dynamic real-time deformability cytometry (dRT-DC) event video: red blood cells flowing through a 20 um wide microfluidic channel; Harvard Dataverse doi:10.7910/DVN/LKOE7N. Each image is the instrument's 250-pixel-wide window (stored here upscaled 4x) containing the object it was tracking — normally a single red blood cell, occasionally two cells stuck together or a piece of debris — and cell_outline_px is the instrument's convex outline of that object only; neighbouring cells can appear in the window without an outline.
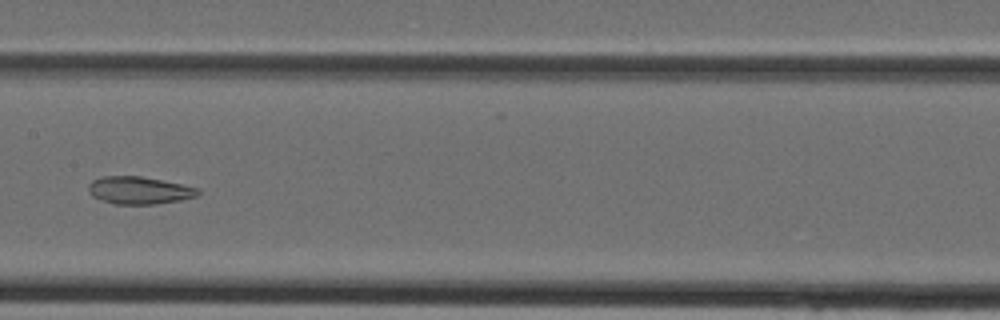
{"species": "Egyptian fruit bat (a non-hibernating species)", "species_latin": "Rousettus aegyptiacus", "temperature_condition": "cold", "stored_images_in_passage": 39, "camera_frame_rate_fps": 3000, "um_per_image_px": 0.085, "animal": {"sex": "female"}, "frame": {"image": 1, "passage_image": 20, "time_ms": 6.333, "image_size_px": [1000, 320], "cell_outline_px": [[200, 196], [180, 200], [156, 204], [116, 204], [100, 200], [92, 196], [88, 192], [88, 184], [92, 180], [100, 176], [140, 176], [200, 188]], "centroid_in_image_um": [11.82, 16.18], "position_along_channel_um": 195.6, "area_um2": 17.69}}
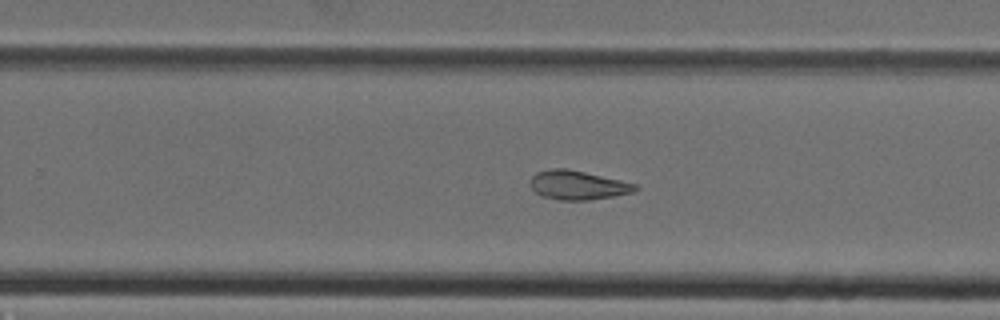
{"frame": {"image": 2, "passage_image": 25, "time_ms": 8.0, "image_size_px": [1000, 320], "cell_outline_px": [[636, 188], [632, 192], [612, 196], [588, 200], [560, 200], [544, 196], [536, 192], [532, 188], [532, 176], [536, 172], [552, 168], [568, 168], [620, 180], [636, 184]], "centroid_in_image_um": [49.09, 15.72], "position_along_channel_um": 280.7, "area_um2": 17.4}}
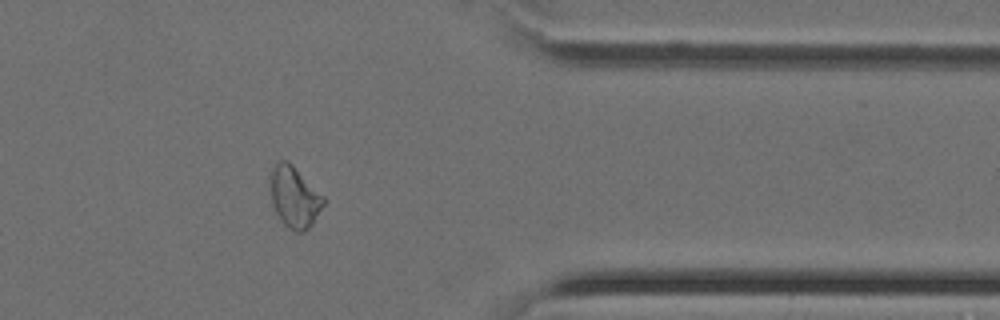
{"frame": {"image": 3, "passage_image": 32, "time_ms": 10.333, "image_size_px": [1000, 320], "cell_outline_px": [[324, 204], [312, 224], [304, 232], [296, 232], [288, 228], [280, 220], [272, 204], [272, 168], [280, 160], [284, 160], [292, 164], [324, 196]], "centroid_in_image_um": [25.05, 16.78], "position_along_channel_um": 386.4, "area_um2": 18.55}}